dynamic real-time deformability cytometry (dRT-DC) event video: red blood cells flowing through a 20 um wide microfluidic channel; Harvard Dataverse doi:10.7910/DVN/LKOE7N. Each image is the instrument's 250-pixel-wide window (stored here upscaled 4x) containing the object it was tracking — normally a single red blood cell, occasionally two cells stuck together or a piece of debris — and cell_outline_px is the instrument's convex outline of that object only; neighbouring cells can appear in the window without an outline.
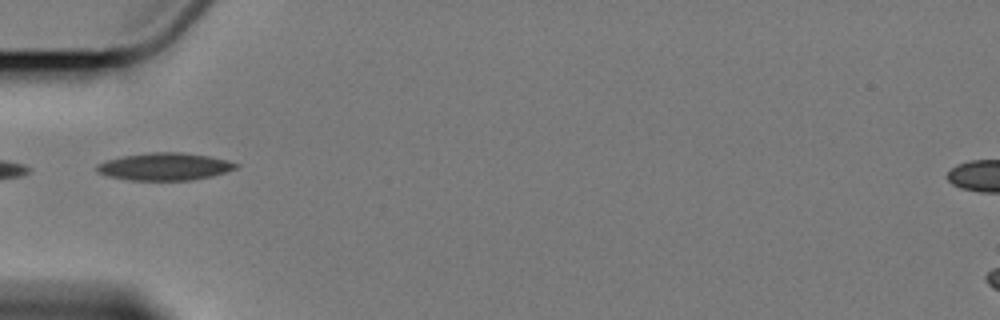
{"species": "Egyptian fruit bat (a non-hibernating species)", "species_latin": "Rousettus aegyptiacus", "temperature_condition": "cold", "stored_images_in_passage": 9, "camera_frame_rate_fps": 3000, "um_per_image_px": 0.085, "animal": {"sex": "female"}, "frame": {"image": 1, "passage_image": 3, "time_ms": 2.667, "image_size_px": [1000, 320], "cell_outline_px": [[240, 164], [236, 168], [212, 176], [192, 180], [128, 180], [108, 176], [96, 172], [96, 164], [108, 160], [124, 156], [152, 152], [180, 152], [208, 156], [228, 160]], "centroid_in_image_um": [13.99, 14.16], "position_along_channel_um": 71.0, "area_um2": 22.14}}
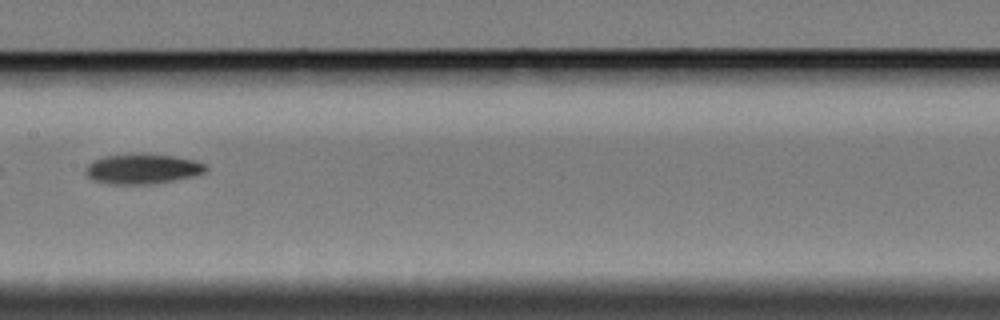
{"frame": {"image": 2, "passage_image": 6, "time_ms": 6.333, "image_size_px": [1000, 320], "cell_outline_px": [[208, 168], [204, 172], [192, 176], [172, 180], [140, 184], [116, 184], [92, 180], [84, 172], [84, 168], [88, 164], [104, 156], [140, 152], [172, 156], [196, 160], [208, 164]], "centroid_in_image_um": [12.11, 14.32], "position_along_channel_um": 195.3, "area_um2": 21.04}}
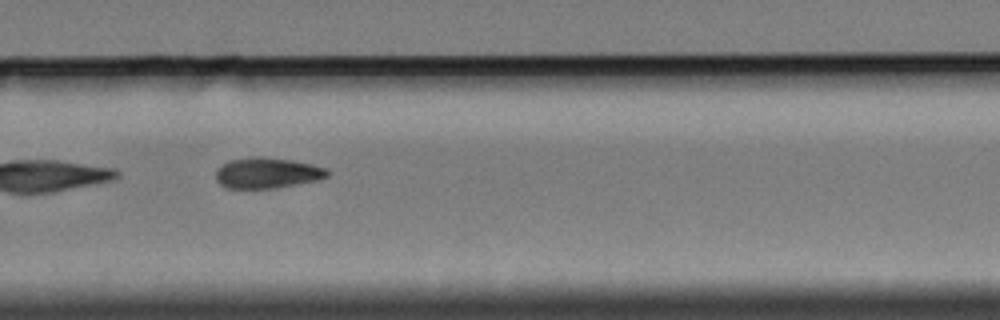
{"frame": {"image": 3, "passage_image": 9, "time_ms": 9.667, "image_size_px": [1000, 320], "cell_outline_px": [[328, 176], [316, 180], [272, 188], [228, 188], [220, 184], [216, 180], [216, 168], [220, 164], [228, 160], [252, 156], [260, 156], [292, 160], [312, 164], [328, 168]], "centroid_in_image_um": [22.66, 14.68], "position_along_channel_um": 307.1, "area_um2": 20.0}}